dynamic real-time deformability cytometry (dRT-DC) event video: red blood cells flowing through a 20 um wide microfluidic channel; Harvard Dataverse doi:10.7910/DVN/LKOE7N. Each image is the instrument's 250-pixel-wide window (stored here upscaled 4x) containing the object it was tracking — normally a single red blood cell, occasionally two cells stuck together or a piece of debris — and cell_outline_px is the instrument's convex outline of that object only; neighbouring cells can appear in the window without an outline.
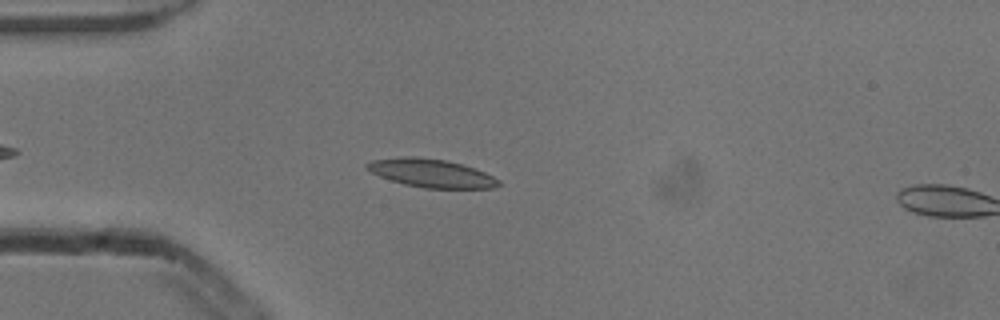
{"species": "common noctule bat (a hibernating species)", "species_latin": "Nyctalus noctula", "temperature_condition": "cold", "stored_images_in_passage": 9, "camera_frame_rate_fps": 3000, "um_per_image_px": 0.085, "animal": {"sex": "male", "body_mass_g": 13.3}, "frame": {"image": 1, "passage_image": 7, "time_ms": 2.0, "image_size_px": [1000, 320], "cell_outline_px": [[500, 184], [492, 188], [424, 188], [404, 184], [380, 176], [364, 168], [364, 164], [372, 160], [404, 156], [416, 156], [444, 160], [460, 164], [484, 172], [500, 180]], "centroid_in_image_um": [36.61, 14.71], "position_along_channel_um": 48.4, "area_um2": 21.5}}